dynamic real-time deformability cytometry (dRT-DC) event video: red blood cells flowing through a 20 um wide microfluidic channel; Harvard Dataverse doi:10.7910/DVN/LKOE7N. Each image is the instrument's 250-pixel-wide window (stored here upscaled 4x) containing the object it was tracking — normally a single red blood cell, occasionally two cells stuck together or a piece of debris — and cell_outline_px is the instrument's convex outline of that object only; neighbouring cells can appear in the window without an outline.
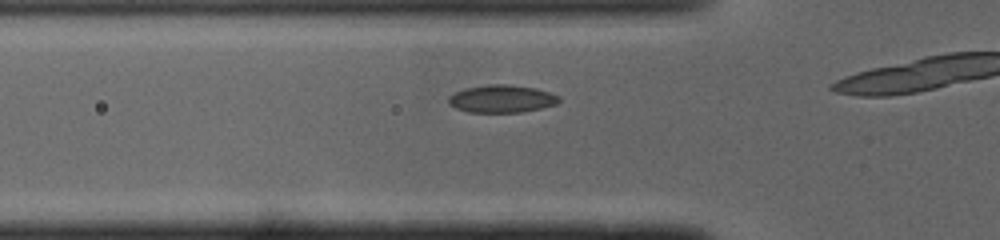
{"species": "common noctule bat (a hibernating species)", "species_latin": "Nyctalus noctula", "temperature_condition": "cold", "stored_images_in_passage": 10, "camera_frame_rate_fps": 3000, "um_per_image_px": 0.085, "animal": {"sex": "male", "body_mass_g": 19.0, "forearm_length_mm": 50.8}, "frame": {"image": 1, "passage_image": 6, "time_ms": 1.667, "image_size_px": [1000, 240], "cell_outline_px": [[560, 100], [556, 104], [540, 108], [520, 112], [468, 112], [456, 108], [448, 104], [448, 96], [464, 88], [488, 84], [512, 84], [536, 88], [560, 96]], "centroid_in_image_um": [42.63, 8.38], "position_along_channel_um": 83.2, "area_um2": 17.86}}
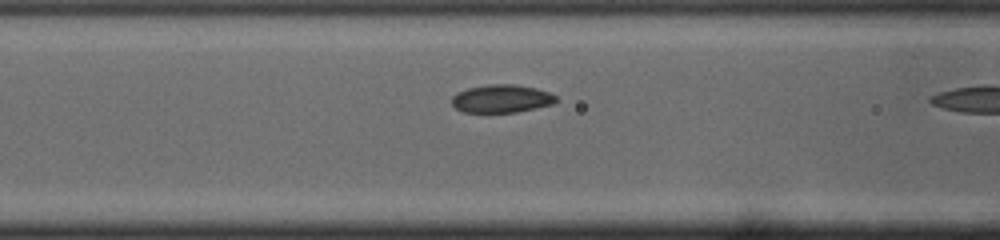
{"frame": {"image": 2, "passage_image": 9, "time_ms": 2.667, "image_size_px": [1000, 240], "cell_outline_px": [[560, 100], [552, 104], [516, 112], [464, 112], [456, 108], [452, 104], [452, 96], [456, 92], [468, 88], [488, 84], [512, 84], [536, 88], [548, 92], [556, 96]], "centroid_in_image_um": [42.62, 8.38], "position_along_channel_um": 124.0, "area_um2": 16.99}}